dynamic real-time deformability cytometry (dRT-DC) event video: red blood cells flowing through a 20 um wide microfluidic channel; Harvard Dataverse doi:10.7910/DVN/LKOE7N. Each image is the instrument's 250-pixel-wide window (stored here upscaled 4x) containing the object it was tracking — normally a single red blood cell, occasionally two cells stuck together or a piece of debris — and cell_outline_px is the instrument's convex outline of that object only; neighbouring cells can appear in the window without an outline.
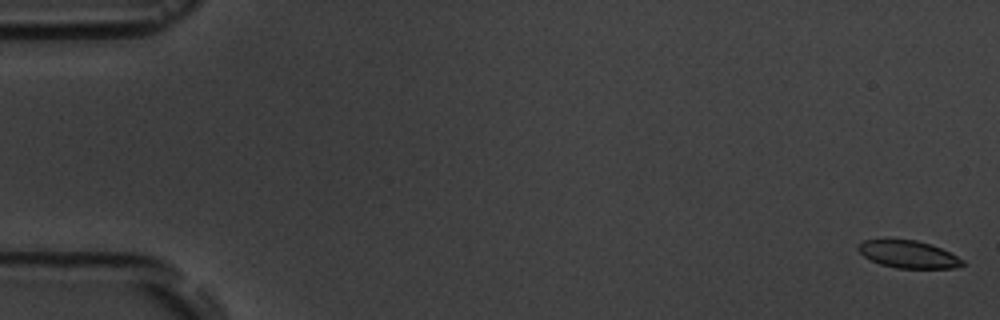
{"species": "common noctule bat (a hibernating species)", "species_latin": "Nyctalus noctula", "temperature_condition": "room temperature", "stored_images_in_passage": 8, "camera_frame_rate_fps": 3000, "um_per_image_px": 0.085, "animal": {"sex": "male", "body_mass_g": 19.5, "forearm_length_mm": 54.6}, "frame": {"image": 1, "passage_image": 1, "time_ms": 0.0, "image_size_px": [1000, 320], "cell_outline_px": [[964, 264], [952, 268], [896, 268], [880, 264], [864, 256], [856, 248], [864, 240], [916, 240], [940, 248], [964, 260]], "centroid_in_image_um": [77.2, 21.63], "position_along_channel_um": 7.8, "area_um2": 16.24}}
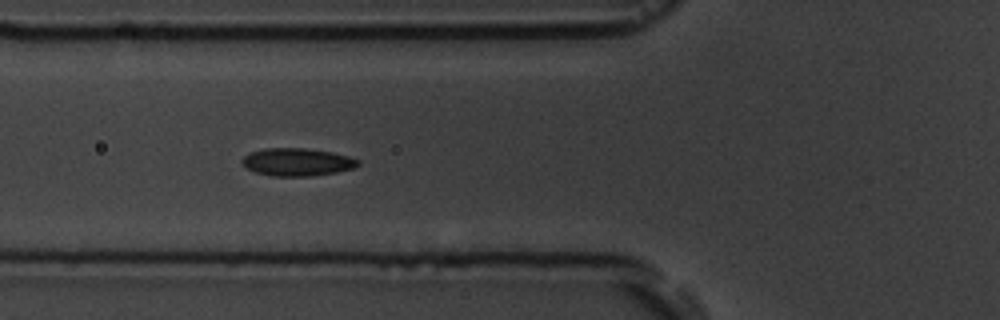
{"frame": {"image": 2, "passage_image": 7, "time_ms": 6.667, "image_size_px": [1000, 320], "cell_outline_px": [[360, 164], [352, 168], [336, 172], [312, 176], [272, 176], [256, 172], [244, 168], [240, 160], [248, 152], [264, 148], [304, 148], [332, 152], [348, 156], [360, 160]], "centroid_in_image_um": [25.21, 13.77], "position_along_channel_um": 100.6, "area_um2": 18.9}}
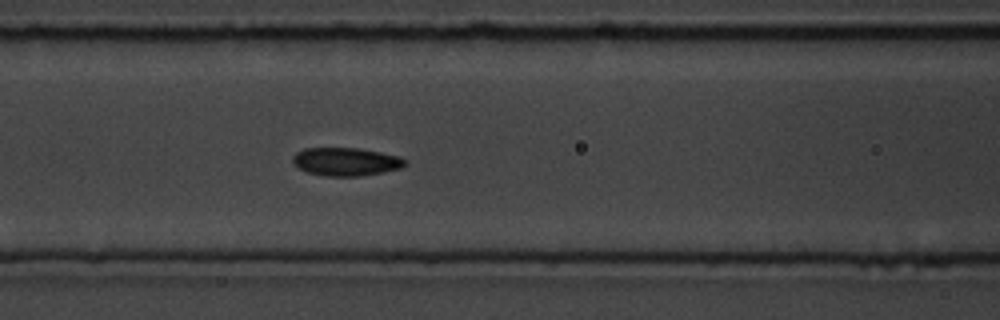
{"frame": {"image": 3, "passage_image": 8, "time_ms": 7.667, "image_size_px": [1000, 320], "cell_outline_px": [[408, 164], [400, 168], [384, 172], [360, 176], [324, 176], [308, 172], [292, 164], [292, 156], [296, 152], [304, 148], [360, 148], [400, 156], [408, 160]], "centroid_in_image_um": [29.42, 13.74], "position_along_channel_um": 137.2, "area_um2": 18.67}}